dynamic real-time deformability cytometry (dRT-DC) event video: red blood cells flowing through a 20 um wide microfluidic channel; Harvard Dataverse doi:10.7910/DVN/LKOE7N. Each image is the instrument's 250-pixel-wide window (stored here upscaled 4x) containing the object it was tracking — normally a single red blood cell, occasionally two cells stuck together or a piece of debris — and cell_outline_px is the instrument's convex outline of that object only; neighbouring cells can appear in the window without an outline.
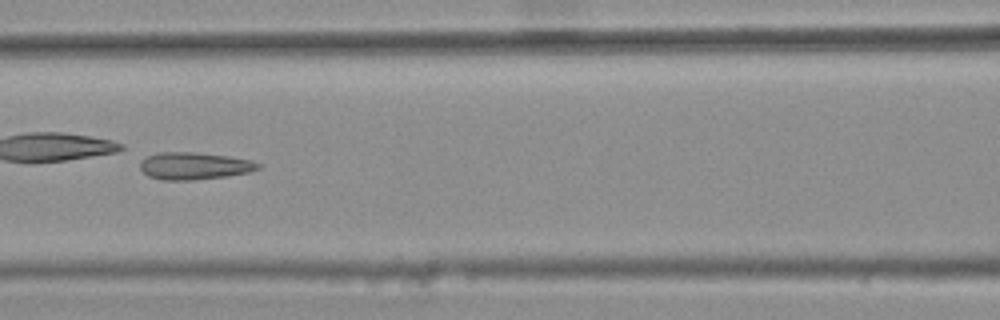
{"species": "common noctule bat (a hibernating species)", "species_latin": "Nyctalus noctula", "temperature_condition": "warm", "stored_images_in_passage": 9, "camera_frame_rate_fps": 3000, "um_per_image_px": 0.085, "animal": {"sex": "female", "body_mass_g": 25.1}, "frame": {"image": 1, "passage_image": 7, "time_ms": 2.0, "image_size_px": [1000, 320], "cell_outline_px": [[260, 168], [248, 172], [224, 176], [192, 180], [164, 180], [148, 176], [140, 168], [140, 160], [148, 156], [160, 152], [196, 152], [228, 156], [252, 160], [260, 164]], "centroid_in_image_um": [16.49, 14.09], "position_along_channel_um": 150.1, "area_um2": 18.61}}
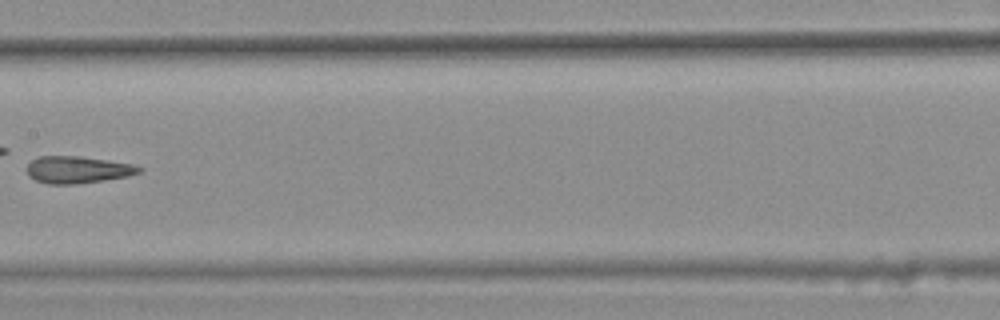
{"frame": {"image": 2, "passage_image": 8, "time_ms": 2.333, "image_size_px": [1000, 320], "cell_outline_px": [[144, 168], [140, 172], [128, 176], [104, 180], [76, 184], [48, 184], [36, 180], [28, 176], [28, 164], [32, 160], [40, 156], [76, 156], [108, 160], [132, 164]], "centroid_in_image_um": [6.61, 14.43], "position_along_channel_um": 200.8, "area_um2": 17.57}}
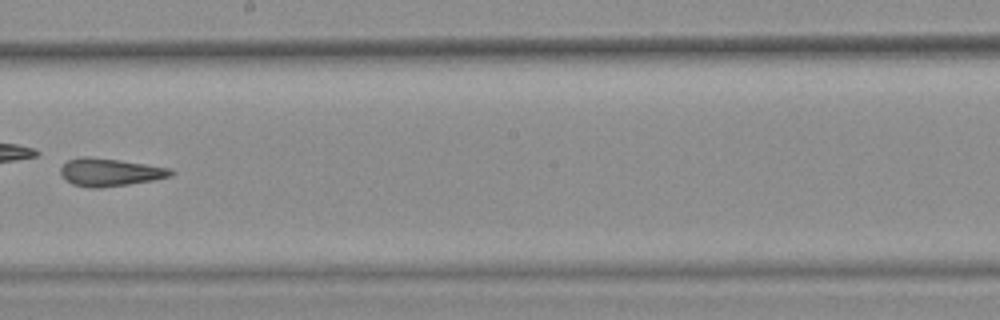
{"frame": {"image": 3, "passage_image": 9, "time_ms": 2.667, "image_size_px": [1000, 320], "cell_outline_px": [[176, 172], [172, 176], [152, 180], [128, 184], [100, 188], [92, 188], [72, 184], [64, 180], [60, 172], [60, 168], [68, 160], [84, 156], [88, 156], [120, 160], [172, 168]], "centroid_in_image_um": [9.35, 14.64], "position_along_channel_um": 238.8, "area_um2": 17.98}}